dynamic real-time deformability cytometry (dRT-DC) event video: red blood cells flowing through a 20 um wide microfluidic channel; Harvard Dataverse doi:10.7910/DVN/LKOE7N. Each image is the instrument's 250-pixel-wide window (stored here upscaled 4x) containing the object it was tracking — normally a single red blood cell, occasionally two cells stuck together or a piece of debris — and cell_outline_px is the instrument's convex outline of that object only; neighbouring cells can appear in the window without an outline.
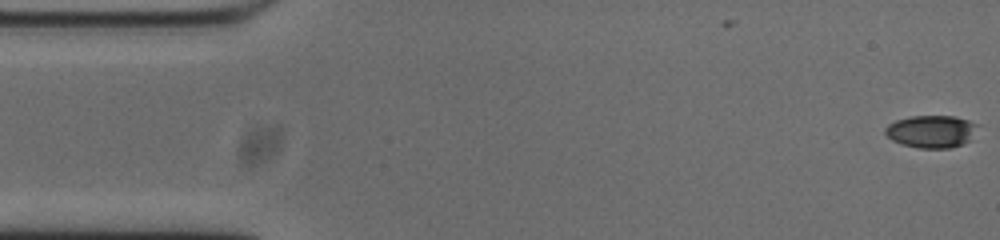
{"species": "common noctule bat (a hibernating species)", "species_latin": "Nyctalus noctula", "temperature_condition": "cold", "stored_images_in_passage": 2, "camera_frame_rate_fps": 3000, "um_per_image_px": 0.085, "animal": {"sex": "male", "body_mass_g": 20.0, "forearm_length_mm": 53.3}, "frame": {"image": 1, "passage_image": 2, "time_ms": 0.333, "image_size_px": [1000, 240], "cell_outline_px": [[980, 124], [968, 140], [964, 144], [948, 148], [916, 148], [892, 140], [884, 132], [884, 128], [888, 124], [896, 120], [912, 116], [956, 116]], "centroid_in_image_um": [79.16, 11.16], "position_along_channel_um": 5.8, "area_um2": 17.46}}